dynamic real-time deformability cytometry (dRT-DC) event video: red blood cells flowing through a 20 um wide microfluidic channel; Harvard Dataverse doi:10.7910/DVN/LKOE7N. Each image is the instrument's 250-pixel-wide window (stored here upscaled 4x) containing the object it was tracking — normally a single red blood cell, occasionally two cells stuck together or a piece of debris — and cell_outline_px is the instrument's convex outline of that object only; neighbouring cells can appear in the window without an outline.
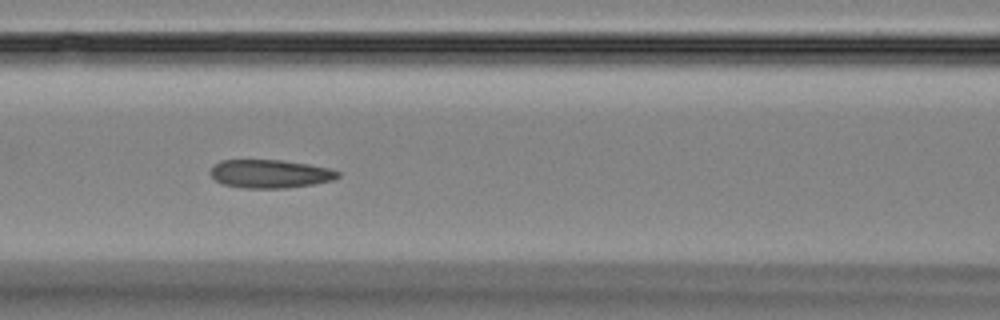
{"species": "Egyptian fruit bat (a non-hibernating species)", "species_latin": "Rousettus aegyptiacus", "temperature_condition": "room temperature", "stored_images_in_passage": 7, "camera_frame_rate_fps": 3000, "um_per_image_px": 0.085, "animal": {"sex": "female"}, "frame": {"image": 1, "passage_image": 6, "time_ms": 6.333, "image_size_px": [1000, 320], "cell_outline_px": [[340, 176], [332, 180], [312, 184], [288, 188], [244, 188], [224, 184], [216, 180], [208, 172], [220, 160], [280, 160], [308, 164], [328, 168], [340, 172]], "centroid_in_image_um": [22.95, 14.77], "position_along_channel_um": 143.6, "area_um2": 20.92}}